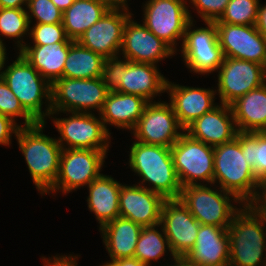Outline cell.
I'll list each match as a JSON object with an SVG mask.
<instances>
[{"instance_id": "1", "label": "cell", "mask_w": 266, "mask_h": 266, "mask_svg": "<svg viewBox=\"0 0 266 266\" xmlns=\"http://www.w3.org/2000/svg\"><path fill=\"white\" fill-rule=\"evenodd\" d=\"M227 228L230 245L229 266L266 265V214L251 204H241ZM244 205V206H243ZM265 260H264V258ZM262 260V261H261ZM264 260V261H263Z\"/></svg>"}, {"instance_id": "2", "label": "cell", "mask_w": 266, "mask_h": 266, "mask_svg": "<svg viewBox=\"0 0 266 266\" xmlns=\"http://www.w3.org/2000/svg\"><path fill=\"white\" fill-rule=\"evenodd\" d=\"M129 166L142 177L145 187L165 200L179 199L182 186L174 168L171 149L160 145L134 142L130 149Z\"/></svg>"}, {"instance_id": "3", "label": "cell", "mask_w": 266, "mask_h": 266, "mask_svg": "<svg viewBox=\"0 0 266 266\" xmlns=\"http://www.w3.org/2000/svg\"><path fill=\"white\" fill-rule=\"evenodd\" d=\"M44 126L45 123L41 122L28 127L21 126L15 135L33 182L41 194H45L54 185L62 152L57 139L43 134Z\"/></svg>"}, {"instance_id": "4", "label": "cell", "mask_w": 266, "mask_h": 266, "mask_svg": "<svg viewBox=\"0 0 266 266\" xmlns=\"http://www.w3.org/2000/svg\"><path fill=\"white\" fill-rule=\"evenodd\" d=\"M157 66L149 63H136L118 59V56L106 58L101 79L109 91L138 95L153 102L158 93L166 91L167 79Z\"/></svg>"}, {"instance_id": "5", "label": "cell", "mask_w": 266, "mask_h": 266, "mask_svg": "<svg viewBox=\"0 0 266 266\" xmlns=\"http://www.w3.org/2000/svg\"><path fill=\"white\" fill-rule=\"evenodd\" d=\"M236 196L244 204H252L260 182L243 156L240 141L234 140L214 147L213 184Z\"/></svg>"}, {"instance_id": "6", "label": "cell", "mask_w": 266, "mask_h": 266, "mask_svg": "<svg viewBox=\"0 0 266 266\" xmlns=\"http://www.w3.org/2000/svg\"><path fill=\"white\" fill-rule=\"evenodd\" d=\"M0 77L18 98L23 108L37 121L46 123L44 117L51 113L52 85L19 52L17 59L1 72ZM49 102L42 111V99Z\"/></svg>"}, {"instance_id": "7", "label": "cell", "mask_w": 266, "mask_h": 266, "mask_svg": "<svg viewBox=\"0 0 266 266\" xmlns=\"http://www.w3.org/2000/svg\"><path fill=\"white\" fill-rule=\"evenodd\" d=\"M109 89L101 77L92 79H57L51 88V113L81 112L88 113L97 109L100 113Z\"/></svg>"}, {"instance_id": "8", "label": "cell", "mask_w": 266, "mask_h": 266, "mask_svg": "<svg viewBox=\"0 0 266 266\" xmlns=\"http://www.w3.org/2000/svg\"><path fill=\"white\" fill-rule=\"evenodd\" d=\"M229 196L234 202L242 203L236 196L223 189L212 190L201 183L182 187L179 199L200 224L229 227L235 214L240 210L232 206Z\"/></svg>"}, {"instance_id": "9", "label": "cell", "mask_w": 266, "mask_h": 266, "mask_svg": "<svg viewBox=\"0 0 266 266\" xmlns=\"http://www.w3.org/2000/svg\"><path fill=\"white\" fill-rule=\"evenodd\" d=\"M170 149L182 187L197 185L198 180L213 184L214 147L190 137L185 132Z\"/></svg>"}, {"instance_id": "10", "label": "cell", "mask_w": 266, "mask_h": 266, "mask_svg": "<svg viewBox=\"0 0 266 266\" xmlns=\"http://www.w3.org/2000/svg\"><path fill=\"white\" fill-rule=\"evenodd\" d=\"M106 154L104 151L92 149H62L58 177L46 193L59 189L68 193L89 185L101 175Z\"/></svg>"}, {"instance_id": "11", "label": "cell", "mask_w": 266, "mask_h": 266, "mask_svg": "<svg viewBox=\"0 0 266 266\" xmlns=\"http://www.w3.org/2000/svg\"><path fill=\"white\" fill-rule=\"evenodd\" d=\"M205 23L207 27L191 30V20L181 45L185 64L191 71L199 74L218 71L225 58L219 45L215 22Z\"/></svg>"}, {"instance_id": "12", "label": "cell", "mask_w": 266, "mask_h": 266, "mask_svg": "<svg viewBox=\"0 0 266 266\" xmlns=\"http://www.w3.org/2000/svg\"><path fill=\"white\" fill-rule=\"evenodd\" d=\"M90 112H71L72 116L69 118L53 120L61 135L57 141L62 149L80 148L107 152L110 132L105 128L102 119L100 117L98 119ZM63 142H66L67 148Z\"/></svg>"}, {"instance_id": "13", "label": "cell", "mask_w": 266, "mask_h": 266, "mask_svg": "<svg viewBox=\"0 0 266 266\" xmlns=\"http://www.w3.org/2000/svg\"><path fill=\"white\" fill-rule=\"evenodd\" d=\"M184 0H149L145 4L143 24L174 51L176 40L183 39L192 20Z\"/></svg>"}, {"instance_id": "14", "label": "cell", "mask_w": 266, "mask_h": 266, "mask_svg": "<svg viewBox=\"0 0 266 266\" xmlns=\"http://www.w3.org/2000/svg\"><path fill=\"white\" fill-rule=\"evenodd\" d=\"M264 83L266 68L258 63L225 57L219 67L217 90L222 104L230 106Z\"/></svg>"}, {"instance_id": "15", "label": "cell", "mask_w": 266, "mask_h": 266, "mask_svg": "<svg viewBox=\"0 0 266 266\" xmlns=\"http://www.w3.org/2000/svg\"><path fill=\"white\" fill-rule=\"evenodd\" d=\"M179 129L183 132H177ZM133 133L138 142L171 148L184 133V128L170 103L154 101L146 105Z\"/></svg>"}, {"instance_id": "16", "label": "cell", "mask_w": 266, "mask_h": 266, "mask_svg": "<svg viewBox=\"0 0 266 266\" xmlns=\"http://www.w3.org/2000/svg\"><path fill=\"white\" fill-rule=\"evenodd\" d=\"M215 25L224 57L255 62L266 68V39L255 25Z\"/></svg>"}, {"instance_id": "17", "label": "cell", "mask_w": 266, "mask_h": 266, "mask_svg": "<svg viewBox=\"0 0 266 266\" xmlns=\"http://www.w3.org/2000/svg\"><path fill=\"white\" fill-rule=\"evenodd\" d=\"M160 224L175 257H185L193 248L200 223L180 199L163 202Z\"/></svg>"}, {"instance_id": "18", "label": "cell", "mask_w": 266, "mask_h": 266, "mask_svg": "<svg viewBox=\"0 0 266 266\" xmlns=\"http://www.w3.org/2000/svg\"><path fill=\"white\" fill-rule=\"evenodd\" d=\"M131 15L128 9H108L77 42L105 59L116 57L121 49L126 22Z\"/></svg>"}, {"instance_id": "19", "label": "cell", "mask_w": 266, "mask_h": 266, "mask_svg": "<svg viewBox=\"0 0 266 266\" xmlns=\"http://www.w3.org/2000/svg\"><path fill=\"white\" fill-rule=\"evenodd\" d=\"M120 50L123 57L131 62L154 65L175 54L168 44L156 37L144 24L133 21L131 16L124 28Z\"/></svg>"}, {"instance_id": "20", "label": "cell", "mask_w": 266, "mask_h": 266, "mask_svg": "<svg viewBox=\"0 0 266 266\" xmlns=\"http://www.w3.org/2000/svg\"><path fill=\"white\" fill-rule=\"evenodd\" d=\"M165 199L143 185H121L119 213L142 226L160 224L161 208Z\"/></svg>"}, {"instance_id": "21", "label": "cell", "mask_w": 266, "mask_h": 266, "mask_svg": "<svg viewBox=\"0 0 266 266\" xmlns=\"http://www.w3.org/2000/svg\"><path fill=\"white\" fill-rule=\"evenodd\" d=\"M184 132L215 147L234 140L239 132L231 106L220 104L188 125Z\"/></svg>"}, {"instance_id": "22", "label": "cell", "mask_w": 266, "mask_h": 266, "mask_svg": "<svg viewBox=\"0 0 266 266\" xmlns=\"http://www.w3.org/2000/svg\"><path fill=\"white\" fill-rule=\"evenodd\" d=\"M227 228L200 224L195 244L185 258L196 266H229Z\"/></svg>"}, {"instance_id": "23", "label": "cell", "mask_w": 266, "mask_h": 266, "mask_svg": "<svg viewBox=\"0 0 266 266\" xmlns=\"http://www.w3.org/2000/svg\"><path fill=\"white\" fill-rule=\"evenodd\" d=\"M167 91L178 122L184 129L194 120L216 107V104L214 105L216 90L179 86L167 81Z\"/></svg>"}, {"instance_id": "24", "label": "cell", "mask_w": 266, "mask_h": 266, "mask_svg": "<svg viewBox=\"0 0 266 266\" xmlns=\"http://www.w3.org/2000/svg\"><path fill=\"white\" fill-rule=\"evenodd\" d=\"M149 102L141 96L109 91L102 107L101 119L107 129V124L118 128L131 129L141 118Z\"/></svg>"}, {"instance_id": "25", "label": "cell", "mask_w": 266, "mask_h": 266, "mask_svg": "<svg viewBox=\"0 0 266 266\" xmlns=\"http://www.w3.org/2000/svg\"><path fill=\"white\" fill-rule=\"evenodd\" d=\"M73 42H56L47 45L25 46L20 53L51 85L63 77V69Z\"/></svg>"}, {"instance_id": "26", "label": "cell", "mask_w": 266, "mask_h": 266, "mask_svg": "<svg viewBox=\"0 0 266 266\" xmlns=\"http://www.w3.org/2000/svg\"><path fill=\"white\" fill-rule=\"evenodd\" d=\"M143 226L119 216L100 228L111 261L134 257Z\"/></svg>"}, {"instance_id": "27", "label": "cell", "mask_w": 266, "mask_h": 266, "mask_svg": "<svg viewBox=\"0 0 266 266\" xmlns=\"http://www.w3.org/2000/svg\"><path fill=\"white\" fill-rule=\"evenodd\" d=\"M230 106L239 132L266 131V83L238 98Z\"/></svg>"}, {"instance_id": "28", "label": "cell", "mask_w": 266, "mask_h": 266, "mask_svg": "<svg viewBox=\"0 0 266 266\" xmlns=\"http://www.w3.org/2000/svg\"><path fill=\"white\" fill-rule=\"evenodd\" d=\"M121 185L111 176L101 174L87 186L89 187L88 207L91 212L95 213L100 228L120 216L119 195Z\"/></svg>"}, {"instance_id": "29", "label": "cell", "mask_w": 266, "mask_h": 266, "mask_svg": "<svg viewBox=\"0 0 266 266\" xmlns=\"http://www.w3.org/2000/svg\"><path fill=\"white\" fill-rule=\"evenodd\" d=\"M107 10L103 4L94 0H74L62 14V24L68 38L77 41Z\"/></svg>"}, {"instance_id": "30", "label": "cell", "mask_w": 266, "mask_h": 266, "mask_svg": "<svg viewBox=\"0 0 266 266\" xmlns=\"http://www.w3.org/2000/svg\"><path fill=\"white\" fill-rule=\"evenodd\" d=\"M105 58L74 41L68 51L63 77L92 79L101 77Z\"/></svg>"}, {"instance_id": "31", "label": "cell", "mask_w": 266, "mask_h": 266, "mask_svg": "<svg viewBox=\"0 0 266 266\" xmlns=\"http://www.w3.org/2000/svg\"><path fill=\"white\" fill-rule=\"evenodd\" d=\"M156 226H161L163 235L158 229H155ZM166 249L171 252L174 259L175 256L171 251L169 241L164 233L162 225L143 226L138 238L134 257L149 266L152 260L158 261L159 258L165 254Z\"/></svg>"}, {"instance_id": "32", "label": "cell", "mask_w": 266, "mask_h": 266, "mask_svg": "<svg viewBox=\"0 0 266 266\" xmlns=\"http://www.w3.org/2000/svg\"><path fill=\"white\" fill-rule=\"evenodd\" d=\"M236 138L240 141L245 160L260 182L266 177V131L238 132Z\"/></svg>"}, {"instance_id": "33", "label": "cell", "mask_w": 266, "mask_h": 266, "mask_svg": "<svg viewBox=\"0 0 266 266\" xmlns=\"http://www.w3.org/2000/svg\"><path fill=\"white\" fill-rule=\"evenodd\" d=\"M29 28L30 22L25 8H0L1 35L8 38H17L19 51L25 46V43L18 38L21 39L26 35Z\"/></svg>"}, {"instance_id": "34", "label": "cell", "mask_w": 266, "mask_h": 266, "mask_svg": "<svg viewBox=\"0 0 266 266\" xmlns=\"http://www.w3.org/2000/svg\"><path fill=\"white\" fill-rule=\"evenodd\" d=\"M259 0H230L215 23L256 25Z\"/></svg>"}, {"instance_id": "35", "label": "cell", "mask_w": 266, "mask_h": 266, "mask_svg": "<svg viewBox=\"0 0 266 266\" xmlns=\"http://www.w3.org/2000/svg\"><path fill=\"white\" fill-rule=\"evenodd\" d=\"M0 114L11 118H24V127L33 126L38 122L23 108L18 98L10 90L9 86L0 77Z\"/></svg>"}, {"instance_id": "36", "label": "cell", "mask_w": 266, "mask_h": 266, "mask_svg": "<svg viewBox=\"0 0 266 266\" xmlns=\"http://www.w3.org/2000/svg\"><path fill=\"white\" fill-rule=\"evenodd\" d=\"M26 7L30 23L32 17L39 24L62 23L63 12L51 0H28Z\"/></svg>"}, {"instance_id": "37", "label": "cell", "mask_w": 266, "mask_h": 266, "mask_svg": "<svg viewBox=\"0 0 266 266\" xmlns=\"http://www.w3.org/2000/svg\"><path fill=\"white\" fill-rule=\"evenodd\" d=\"M28 34L32 37L34 45H47L56 42H74L68 38L62 23H36L35 26L30 29V33Z\"/></svg>"}, {"instance_id": "38", "label": "cell", "mask_w": 266, "mask_h": 266, "mask_svg": "<svg viewBox=\"0 0 266 266\" xmlns=\"http://www.w3.org/2000/svg\"><path fill=\"white\" fill-rule=\"evenodd\" d=\"M230 0H191L204 22L217 21Z\"/></svg>"}, {"instance_id": "39", "label": "cell", "mask_w": 266, "mask_h": 266, "mask_svg": "<svg viewBox=\"0 0 266 266\" xmlns=\"http://www.w3.org/2000/svg\"><path fill=\"white\" fill-rule=\"evenodd\" d=\"M21 126H18L11 118L0 114V144L10 145L11 134L15 133L16 135Z\"/></svg>"}, {"instance_id": "40", "label": "cell", "mask_w": 266, "mask_h": 266, "mask_svg": "<svg viewBox=\"0 0 266 266\" xmlns=\"http://www.w3.org/2000/svg\"><path fill=\"white\" fill-rule=\"evenodd\" d=\"M73 257V258H72ZM76 256H72V255H69L68 257L67 256H59V257H56L54 256L53 257V260H46L45 257H43L44 259V266H77L76 264V260L75 259H78V257Z\"/></svg>"}, {"instance_id": "41", "label": "cell", "mask_w": 266, "mask_h": 266, "mask_svg": "<svg viewBox=\"0 0 266 266\" xmlns=\"http://www.w3.org/2000/svg\"><path fill=\"white\" fill-rule=\"evenodd\" d=\"M259 190L262 192L260 191L257 193V196L251 205L262 210L266 206V177L260 181Z\"/></svg>"}, {"instance_id": "42", "label": "cell", "mask_w": 266, "mask_h": 266, "mask_svg": "<svg viewBox=\"0 0 266 266\" xmlns=\"http://www.w3.org/2000/svg\"><path fill=\"white\" fill-rule=\"evenodd\" d=\"M102 266H147L135 257L122 258L118 260H112L109 263L103 264Z\"/></svg>"}, {"instance_id": "43", "label": "cell", "mask_w": 266, "mask_h": 266, "mask_svg": "<svg viewBox=\"0 0 266 266\" xmlns=\"http://www.w3.org/2000/svg\"><path fill=\"white\" fill-rule=\"evenodd\" d=\"M255 26L259 33L266 39V5H259L258 17Z\"/></svg>"}, {"instance_id": "44", "label": "cell", "mask_w": 266, "mask_h": 266, "mask_svg": "<svg viewBox=\"0 0 266 266\" xmlns=\"http://www.w3.org/2000/svg\"><path fill=\"white\" fill-rule=\"evenodd\" d=\"M103 4L107 9H127V0H94Z\"/></svg>"}, {"instance_id": "45", "label": "cell", "mask_w": 266, "mask_h": 266, "mask_svg": "<svg viewBox=\"0 0 266 266\" xmlns=\"http://www.w3.org/2000/svg\"><path fill=\"white\" fill-rule=\"evenodd\" d=\"M28 0H0V8H24L27 6Z\"/></svg>"}, {"instance_id": "46", "label": "cell", "mask_w": 266, "mask_h": 266, "mask_svg": "<svg viewBox=\"0 0 266 266\" xmlns=\"http://www.w3.org/2000/svg\"><path fill=\"white\" fill-rule=\"evenodd\" d=\"M62 12L67 10L74 0H51Z\"/></svg>"}, {"instance_id": "47", "label": "cell", "mask_w": 266, "mask_h": 266, "mask_svg": "<svg viewBox=\"0 0 266 266\" xmlns=\"http://www.w3.org/2000/svg\"><path fill=\"white\" fill-rule=\"evenodd\" d=\"M3 40L0 38V71L4 68L5 60H6V47L4 46ZM1 74V72H0Z\"/></svg>"}, {"instance_id": "48", "label": "cell", "mask_w": 266, "mask_h": 266, "mask_svg": "<svg viewBox=\"0 0 266 266\" xmlns=\"http://www.w3.org/2000/svg\"><path fill=\"white\" fill-rule=\"evenodd\" d=\"M175 264L171 266H196L193 263H190L185 257H175Z\"/></svg>"}, {"instance_id": "49", "label": "cell", "mask_w": 266, "mask_h": 266, "mask_svg": "<svg viewBox=\"0 0 266 266\" xmlns=\"http://www.w3.org/2000/svg\"><path fill=\"white\" fill-rule=\"evenodd\" d=\"M262 211L266 214V206L262 209Z\"/></svg>"}]
</instances>
